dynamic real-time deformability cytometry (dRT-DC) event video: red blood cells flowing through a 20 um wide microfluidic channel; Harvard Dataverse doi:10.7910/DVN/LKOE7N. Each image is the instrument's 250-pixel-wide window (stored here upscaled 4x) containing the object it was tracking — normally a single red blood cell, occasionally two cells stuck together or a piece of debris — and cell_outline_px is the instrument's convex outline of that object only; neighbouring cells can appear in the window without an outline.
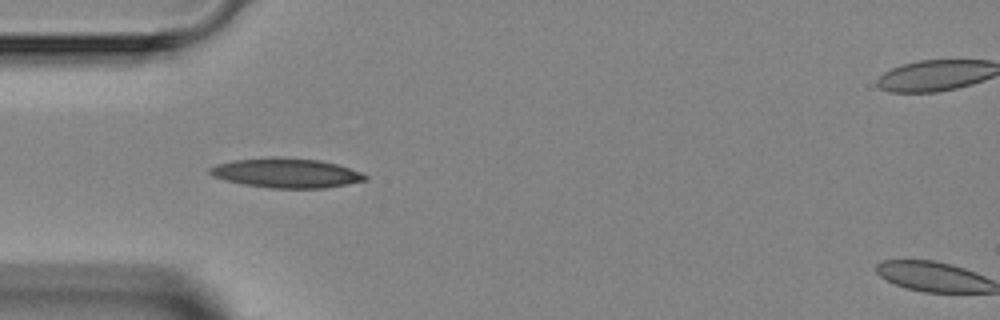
{"species": "Egyptian fruit bat (a non-hibernating species)", "species_latin": "Rousettus aegyptiacus", "temperature_condition": "room temperature", "stored_images_in_passage": 8, "camera_frame_rate_fps": 3000, "um_per_image_px": 0.085, "animal": {"sex": "female"}, "frame": {"image": 1, "passage_image": 5, "time_ms": 4.333, "image_size_px": [1000, 320], "cell_outline_px": [[368, 180], [324, 188], [268, 188], [244, 184], [224, 180], [212, 176], [208, 172], [208, 168], [216, 164], [236, 160], [268, 156], [280, 156], [320, 160], [336, 164], [360, 172], [368, 176]], "centroid_in_image_um": [24.3, 14.69], "position_along_channel_um": 60.7, "area_um2": 26.93}}
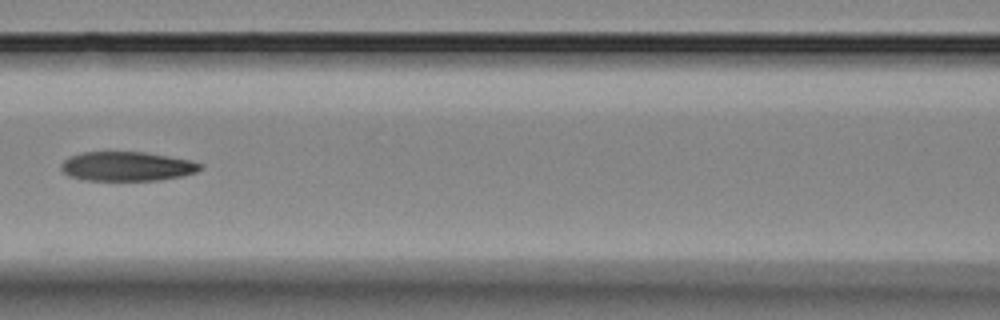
{"frame": {"image": 2, "passage_image": 7, "time_ms": 6.667, "image_size_px": [1000, 320], "cell_outline_px": [[204, 168], [196, 172], [184, 176], [160, 180], [84, 180], [68, 176], [60, 168], [60, 164], [68, 156], [84, 152], [144, 152], [192, 160], [204, 164]], "centroid_in_image_um": [10.82, 14.14], "position_along_channel_um": 155.8, "area_um2": 24.04}}
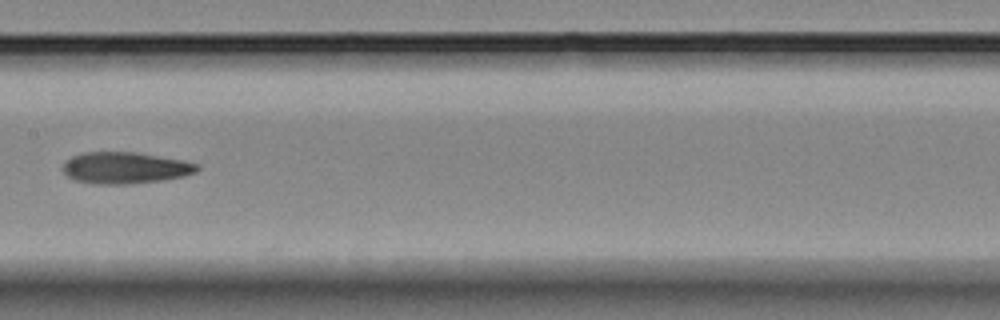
{"frame": {"image": 3, "passage_image": 8, "time_ms": 7.667, "image_size_px": [1000, 320], "cell_outline_px": [[200, 168], [196, 172], [184, 176], [160, 180], [128, 184], [96, 184], [76, 180], [68, 176], [64, 172], [64, 160], [72, 156], [84, 152], [136, 152], [184, 160], [200, 164]], "centroid_in_image_um": [10.66, 14.26], "position_along_channel_um": 196.7, "area_um2": 24.68}}